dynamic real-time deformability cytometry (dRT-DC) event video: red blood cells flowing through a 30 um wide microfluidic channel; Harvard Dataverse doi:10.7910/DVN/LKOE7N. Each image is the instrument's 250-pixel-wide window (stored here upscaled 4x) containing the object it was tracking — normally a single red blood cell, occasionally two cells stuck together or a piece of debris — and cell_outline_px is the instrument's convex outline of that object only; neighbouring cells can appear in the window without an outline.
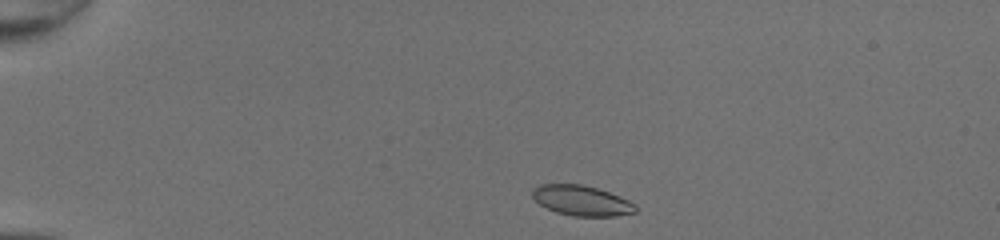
{"species": "common noctule bat (a hibernating species)", "species_latin": "Nyctalus noctula", "temperature_condition": "room temperature", "stored_images_in_passage": 39, "camera_frame_rate_fps": 3000, "um_per_image_px": 0.085, "animal": {"sex": "female", "body_mass_g": 20.0, "forearm_length_mm": 54.0}, "frame": {"image": 1, "passage_image": 1, "time_ms": 0.0, "image_size_px": [1000, 240], "cell_outline_px": [[636, 212], [616, 216], [572, 216], [556, 212], [540, 204], [532, 196], [532, 188], [540, 184], [580, 184], [596, 188], [608, 192], [628, 200], [636, 204]], "centroid_in_image_um": [49.43, 17.05], "position_along_channel_um": 35.6, "area_um2": 18.03}}
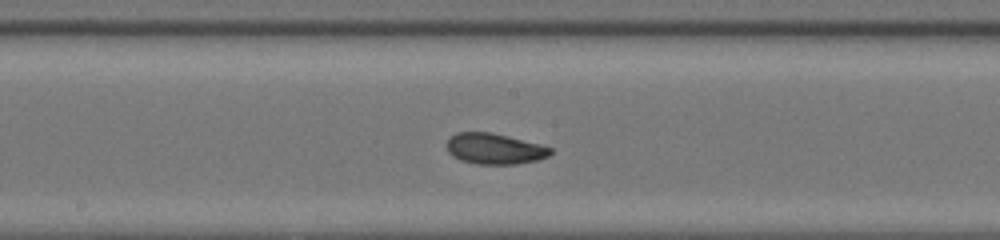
{"frame": {"image": 2, "passage_image": 18, "time_ms": 5.667, "image_size_px": [1000, 240], "cell_outline_px": [[552, 152], [548, 156], [540, 160], [516, 164], [476, 164], [460, 160], [452, 156], [448, 152], [444, 144], [448, 136], [456, 132], [492, 132], [540, 144], [552, 148]], "centroid_in_image_um": [41.98, 12.64], "position_along_channel_um": 206.2, "area_um2": 19.02}}
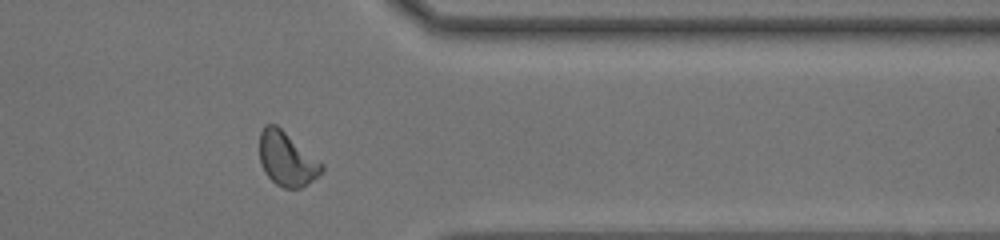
{"frame": {"image": 3, "passage_image": 31, "time_ms": 10.0, "image_size_px": [1000, 240], "cell_outline_px": [[324, 168], [312, 180], [300, 188], [284, 188], [276, 184], [264, 172], [260, 164], [260, 132], [264, 124], [276, 124], [324, 164]], "centroid_in_image_um": [24.35, 13.5], "position_along_channel_um": 387.0, "area_um2": 19.42}, "authors_computed_cell_mechanics": {"area_um2": 18.9006, "velocity_mm_per_s": 4.3033, "shape_relaxation_time_tau1_ms": 3.9623, "shape_relaxation_time_tau2_ms": 1.8023, "deformation_change_tau1": 0.1304, "deformation_change_tau2": 0.0623}}